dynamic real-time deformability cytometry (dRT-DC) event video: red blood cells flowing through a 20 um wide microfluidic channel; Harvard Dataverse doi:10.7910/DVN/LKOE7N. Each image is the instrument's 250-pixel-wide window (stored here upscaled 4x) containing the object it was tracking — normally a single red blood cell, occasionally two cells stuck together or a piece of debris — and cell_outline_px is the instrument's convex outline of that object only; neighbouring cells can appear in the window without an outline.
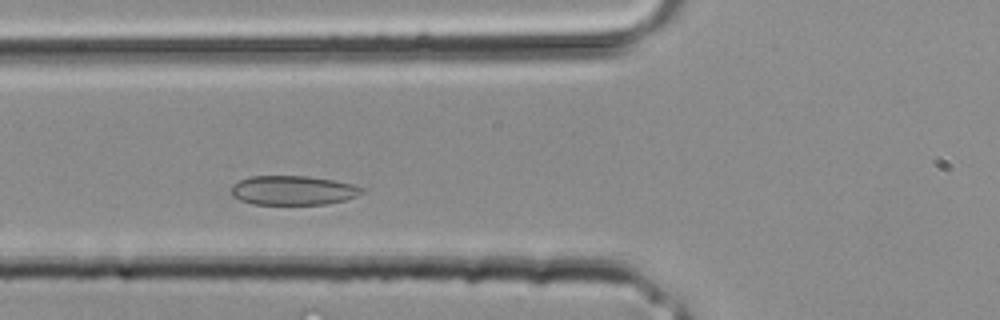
{"species": "common noctule bat (a hibernating species)", "species_latin": "Nyctalus noctula", "temperature_condition": "room temperature", "stored_images_in_passage": 20, "camera_frame_rate_fps": 3000, "um_per_image_px": 0.085, "animal": {"sex": "male", "body_mass_g": 20.4}, "frame": {"image": 1, "passage_image": 4, "time_ms": 1.0, "image_size_px": [1000, 320], "cell_outline_px": [[364, 192], [356, 196], [344, 200], [328, 204], [252, 204], [240, 200], [232, 196], [232, 184], [240, 180], [252, 176], [308, 176], [332, 180], [352, 184], [364, 188]], "centroid_in_image_um": [24.91, 16.18], "position_along_channel_um": 100.9, "area_um2": 22.25}}
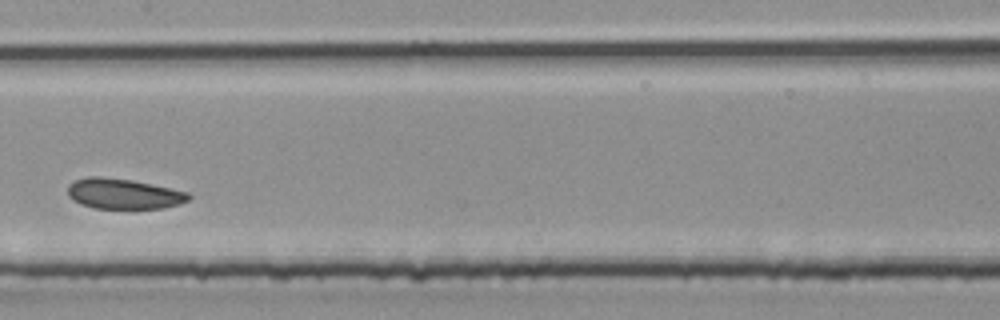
{"frame": {"image": 2, "passage_image": 9, "time_ms": 2.667, "image_size_px": [1000, 320], "cell_outline_px": [[192, 196], [188, 200], [180, 204], [164, 208], [96, 208], [80, 204], [72, 200], [68, 196], [68, 184], [76, 180], [88, 176], [100, 176], [132, 180], [152, 184], [188, 192]], "centroid_in_image_um": [10.49, 16.47], "position_along_channel_um": 196.9, "area_um2": 21.44}}
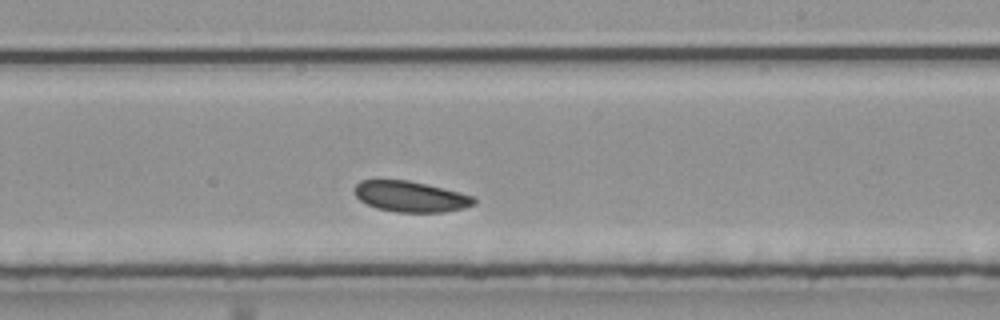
{"frame": {"image": 3, "passage_image": 12, "time_ms": 3.667, "image_size_px": [1000, 320], "cell_outline_px": [[476, 204], [464, 208], [444, 212], [396, 212], [376, 208], [360, 200], [356, 196], [356, 184], [360, 180], [408, 180], [460, 192], [472, 196], [476, 200]], "centroid_in_image_um": [34.92, 16.71], "position_along_channel_um": 254.1, "area_um2": 21.27}}